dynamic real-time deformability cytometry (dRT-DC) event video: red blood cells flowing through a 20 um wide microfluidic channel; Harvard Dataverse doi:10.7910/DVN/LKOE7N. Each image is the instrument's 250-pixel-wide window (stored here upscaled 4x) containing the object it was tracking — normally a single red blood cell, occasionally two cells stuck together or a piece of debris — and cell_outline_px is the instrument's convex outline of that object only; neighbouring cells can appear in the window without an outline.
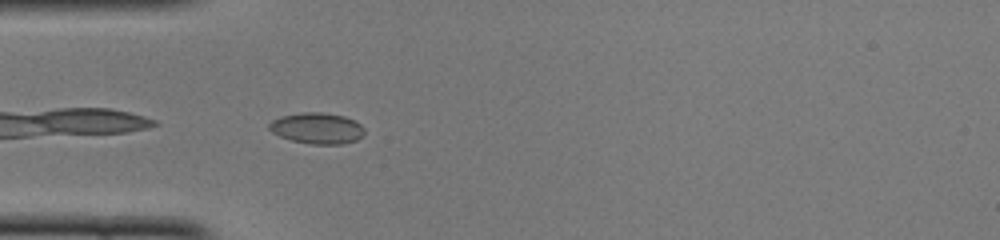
{"species": "common noctule bat (a hibernating species)", "species_latin": "Nyctalus noctula", "temperature_condition": "cold", "stored_images_in_passage": 11, "camera_frame_rate_fps": 3000, "um_per_image_px": 0.085, "animal": {"sex": "female", "body_mass_g": 22.0, "forearm_length_mm": 56.7}, "frame": {"image": 1, "passage_image": 2, "time_ms": 0.333, "image_size_px": [1000, 240], "cell_outline_px": [[364, 136], [356, 140], [340, 144], [308, 144], [292, 140], [280, 136], [272, 132], [268, 128], [268, 124], [272, 120], [280, 116], [304, 112], [320, 112], [344, 116], [356, 120], [364, 128]], "centroid_in_image_um": [26.96, 10.9], "position_along_channel_um": 58.0, "area_um2": 17.34}}
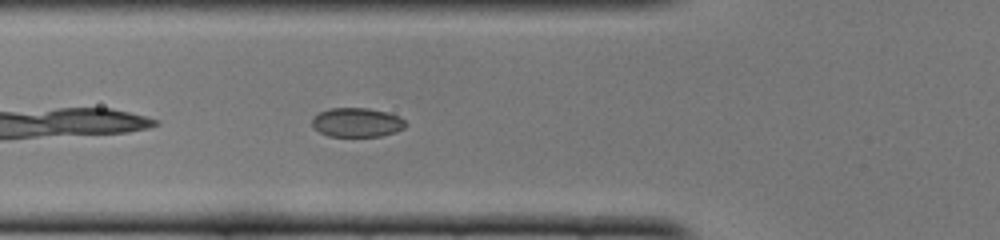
{"frame": {"image": 2, "passage_image": 5, "time_ms": 1.333, "image_size_px": [1000, 240], "cell_outline_px": [[408, 124], [404, 128], [396, 132], [380, 136], [328, 136], [320, 132], [312, 124], [312, 120], [320, 112], [328, 108], [368, 108], [388, 112], [400, 116]], "centroid_in_image_um": [30.39, 10.4], "position_along_channel_um": 95.4, "area_um2": 15.9}}
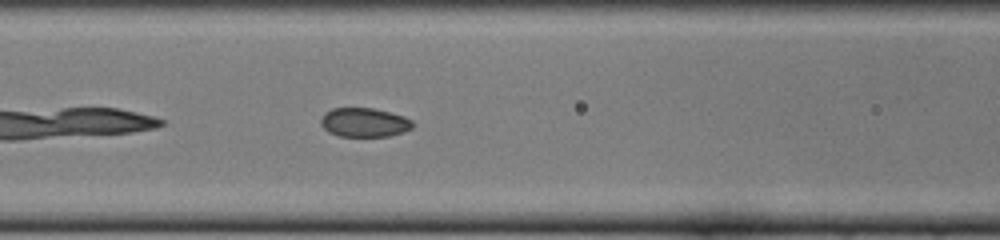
{"frame": {"image": 3, "passage_image": 8, "time_ms": 2.333, "image_size_px": [1000, 240], "cell_outline_px": [[412, 128], [404, 132], [388, 136], [340, 136], [328, 132], [320, 124], [320, 120], [324, 112], [332, 108], [372, 108], [404, 116], [412, 120]], "centroid_in_image_um": [30.94, 10.4], "position_along_channel_um": 135.7, "area_um2": 15.55}}